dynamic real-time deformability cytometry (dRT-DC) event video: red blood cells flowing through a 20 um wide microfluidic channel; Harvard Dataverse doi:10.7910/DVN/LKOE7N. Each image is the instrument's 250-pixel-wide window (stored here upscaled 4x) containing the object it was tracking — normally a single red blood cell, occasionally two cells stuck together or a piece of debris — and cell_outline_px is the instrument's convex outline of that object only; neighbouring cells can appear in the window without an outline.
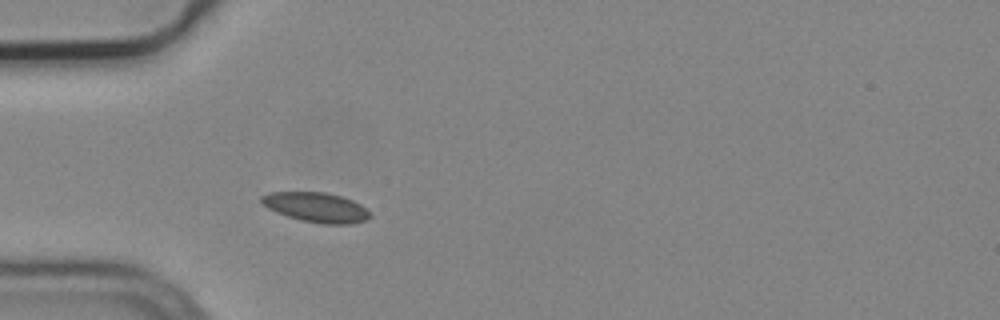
{"species": "common noctule bat (a hibernating species)", "species_latin": "Nyctalus noctula", "temperature_condition": "cold", "stored_images_in_passage": 4, "camera_frame_rate_fps": 3000, "um_per_image_px": 0.085, "animal": {"sex": "male", "body_mass_g": 19.2, "forearm_length_mm": 51.8}, "frame": {"image": 1, "passage_image": 4, "time_ms": 1.0, "image_size_px": [1000, 320], "cell_outline_px": [[372, 216], [368, 220], [352, 224], [324, 224], [300, 220], [276, 212], [260, 204], [260, 196], [272, 192], [324, 192], [340, 196], [352, 200], [360, 204]], "centroid_in_image_um": [26.86, 17.63], "position_along_channel_um": 58.1, "area_um2": 18.84}}